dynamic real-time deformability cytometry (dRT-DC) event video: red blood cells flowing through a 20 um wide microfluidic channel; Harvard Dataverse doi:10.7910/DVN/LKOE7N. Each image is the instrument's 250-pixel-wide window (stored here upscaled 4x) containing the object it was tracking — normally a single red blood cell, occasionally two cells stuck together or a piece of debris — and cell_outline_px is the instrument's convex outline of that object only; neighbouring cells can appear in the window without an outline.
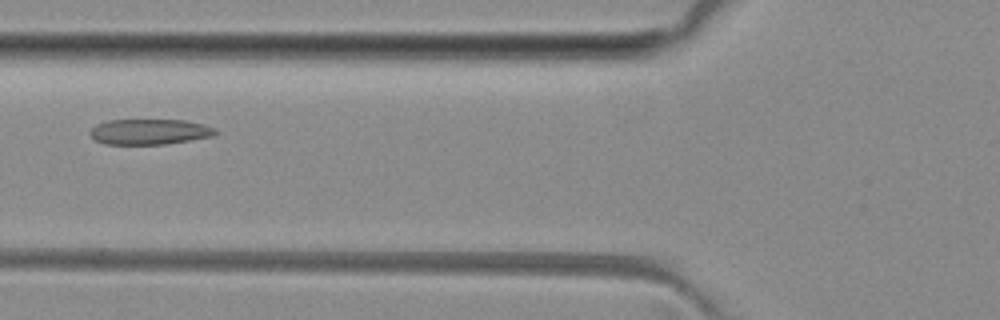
{"species": "common noctule bat (a hibernating species)", "species_latin": "Nyctalus noctula", "temperature_condition": "room temperature", "stored_images_in_passage": 3, "camera_frame_rate_fps": 3000, "um_per_image_px": 0.085, "animal": {"sex": "female", "body_mass_g": 29.2, "forearm_length_mm": 56.3}, "frame": {"image": 1, "passage_image": 2, "time_ms": 1.0, "image_size_px": [1000, 320], "cell_outline_px": [[220, 132], [212, 136], [164, 144], [104, 144], [96, 140], [88, 132], [96, 124], [108, 120], [184, 120], [204, 124], [216, 128]], "centroid_in_image_um": [12.72, 11.19], "position_along_channel_um": 113.1, "area_um2": 18.61}}
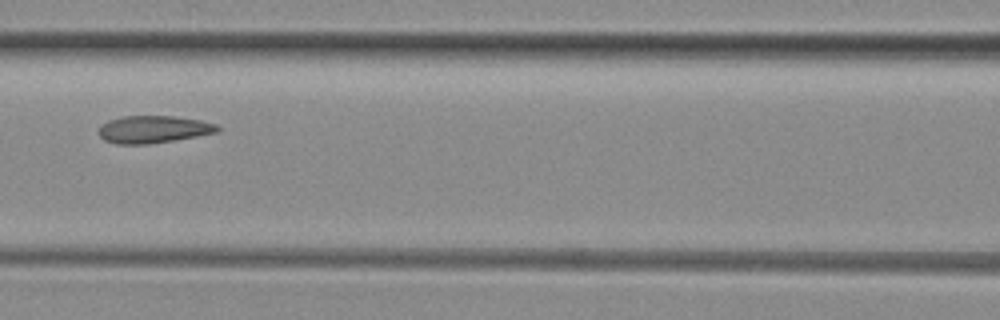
{"frame": {"image": 2, "passage_image": 3, "time_ms": 2.0, "image_size_px": [1000, 320], "cell_outline_px": [[220, 132], [148, 144], [116, 144], [104, 140], [100, 136], [100, 124], [108, 120], [124, 116], [172, 116], [200, 120], [216, 124], [220, 128]], "centroid_in_image_um": [13.03, 10.99], "position_along_channel_um": 153.6, "area_um2": 18.84}}